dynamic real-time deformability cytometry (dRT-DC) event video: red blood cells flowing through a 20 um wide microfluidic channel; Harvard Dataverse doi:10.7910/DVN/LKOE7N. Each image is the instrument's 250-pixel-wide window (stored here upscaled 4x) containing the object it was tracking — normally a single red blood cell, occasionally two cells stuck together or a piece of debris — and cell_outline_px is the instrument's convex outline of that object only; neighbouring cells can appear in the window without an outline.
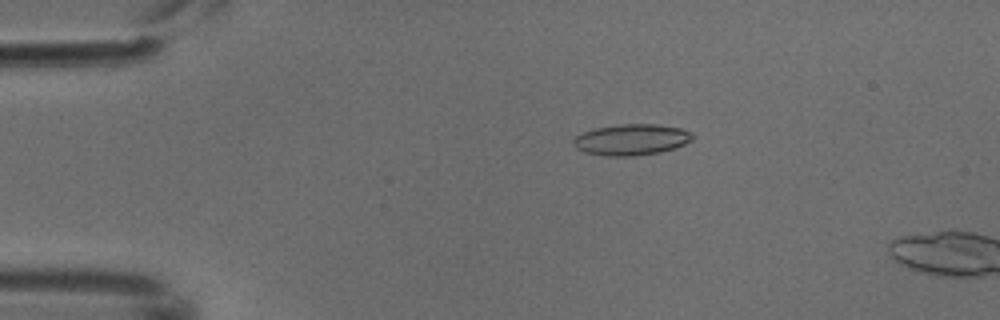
{"species": "common noctule bat (a hibernating species)", "species_latin": "Nyctalus noctula", "temperature_condition": "cold", "stored_images_in_passage": 7, "camera_frame_rate_fps": 3000, "um_per_image_px": 0.085, "animal": {"sex": "male", "body_mass_g": 18.8}, "frame": {"image": 1, "passage_image": 3, "time_ms": 0.667, "image_size_px": [1000, 320], "cell_outline_px": [[692, 140], [676, 148], [660, 152], [636, 156], [604, 156], [584, 152], [576, 148], [572, 144], [572, 140], [576, 136], [584, 132], [596, 128], [620, 124], [660, 124], [680, 128], [692, 132]], "centroid_in_image_um": [53.67, 11.87], "position_along_channel_um": 31.3, "area_um2": 21.73}}
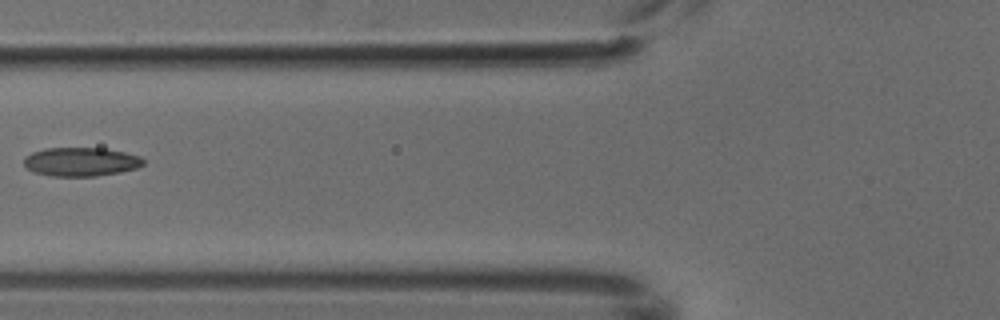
{"frame": {"image": 2, "passage_image": 6, "time_ms": 1.667, "image_size_px": [1000, 320], "cell_outline_px": [[144, 164], [136, 168], [120, 172], [96, 176], [52, 176], [32, 172], [24, 164], [24, 156], [32, 152], [44, 148], [104, 148], [124, 152], [140, 156], [144, 160]], "centroid_in_image_um": [6.86, 13.75], "position_along_channel_um": 118.9, "area_um2": 20.11}}
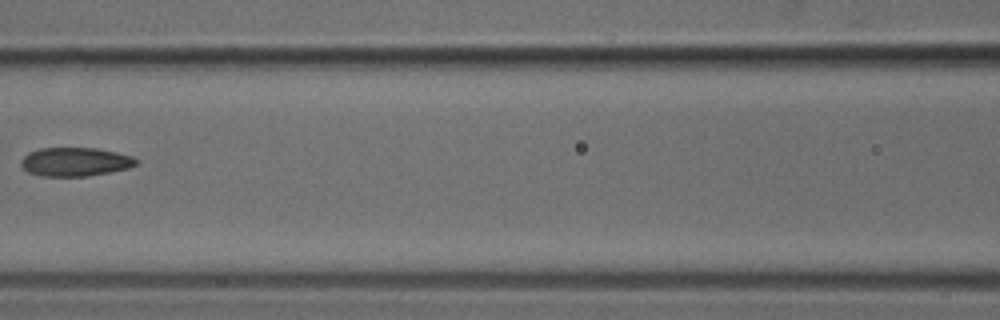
{"frame": {"image": 3, "passage_image": 7, "time_ms": 2.0, "image_size_px": [1000, 320], "cell_outline_px": [[140, 160], [136, 164], [128, 168], [88, 176], [40, 176], [28, 172], [20, 164], [20, 160], [28, 152], [40, 148], [96, 148], [116, 152], [132, 156]], "centroid_in_image_um": [6.37, 13.75], "position_along_channel_um": 160.2, "area_um2": 19.31}}